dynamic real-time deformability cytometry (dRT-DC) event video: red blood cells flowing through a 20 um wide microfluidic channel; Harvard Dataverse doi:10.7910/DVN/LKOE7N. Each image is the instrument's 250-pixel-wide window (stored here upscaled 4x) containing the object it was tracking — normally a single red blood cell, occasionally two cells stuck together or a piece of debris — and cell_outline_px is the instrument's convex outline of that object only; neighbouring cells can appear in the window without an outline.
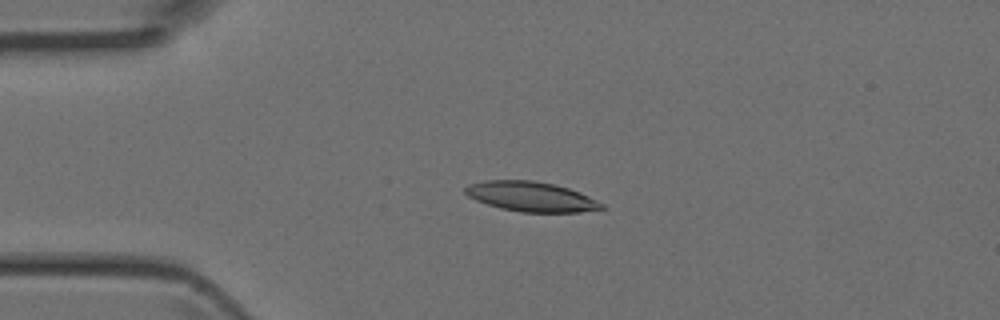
{"species": "Egyptian fruit bat (a non-hibernating species)", "species_latin": "Rousettus aegyptiacus", "temperature_condition": "room temperature", "stored_images_in_passage": 5, "camera_frame_rate_fps": 3000, "um_per_image_px": 0.085, "animal": {"sex": "female"}, "frame": {"image": 1, "passage_image": 3, "time_ms": 0.667, "image_size_px": [1000, 320], "cell_outline_px": [[604, 208], [580, 212], [520, 212], [500, 208], [476, 200], [468, 196], [464, 192], [464, 188], [468, 184], [484, 180], [532, 180], [556, 184], [580, 192], [604, 204]], "centroid_in_image_um": [45.12, 16.7], "position_along_channel_um": 39.9, "area_um2": 23.76}}
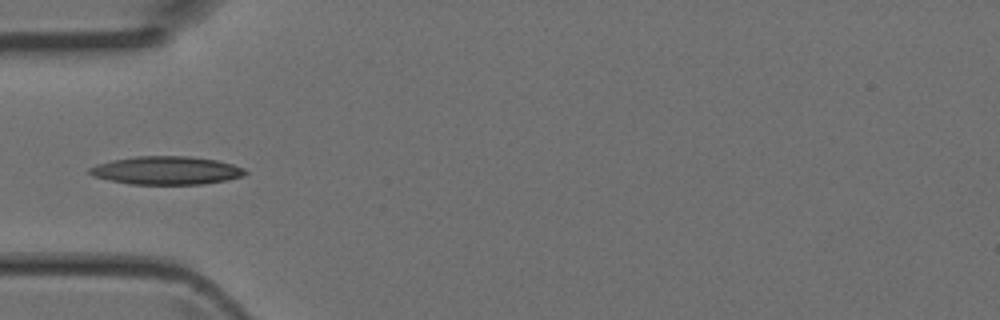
{"frame": {"image": 2, "passage_image": 4, "time_ms": 1.0, "image_size_px": [1000, 320], "cell_outline_px": [[248, 172], [244, 176], [228, 180], [204, 184], [128, 184], [92, 176], [88, 172], [88, 168], [96, 164], [112, 160], [136, 156], [188, 156], [216, 160], [232, 164], [244, 168]], "centroid_in_image_um": [14.14, 14.49], "position_along_channel_um": 70.9, "area_um2": 25.72}}
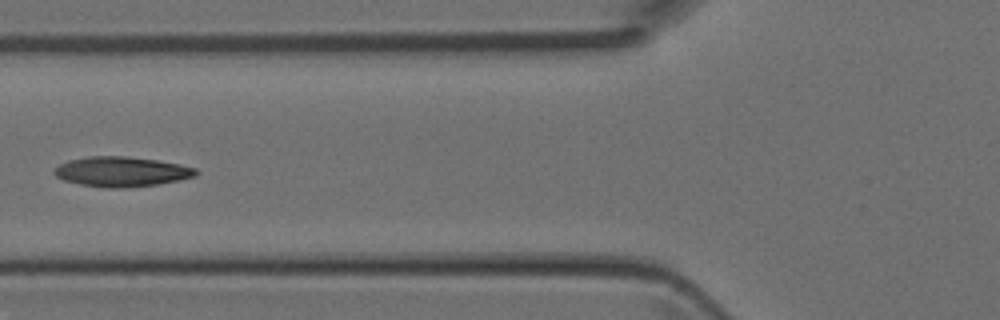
{"frame": {"image": 3, "passage_image": 5, "time_ms": 1.333, "image_size_px": [1000, 320], "cell_outline_px": [[200, 172], [196, 176], [160, 184], [128, 188], [108, 188], [80, 184], [64, 180], [56, 176], [52, 172], [60, 164], [68, 160], [88, 156], [124, 156], [156, 160], [180, 164], [196, 168]], "centroid_in_image_um": [10.35, 14.59], "position_along_channel_um": 115.4, "area_um2": 24.8}}